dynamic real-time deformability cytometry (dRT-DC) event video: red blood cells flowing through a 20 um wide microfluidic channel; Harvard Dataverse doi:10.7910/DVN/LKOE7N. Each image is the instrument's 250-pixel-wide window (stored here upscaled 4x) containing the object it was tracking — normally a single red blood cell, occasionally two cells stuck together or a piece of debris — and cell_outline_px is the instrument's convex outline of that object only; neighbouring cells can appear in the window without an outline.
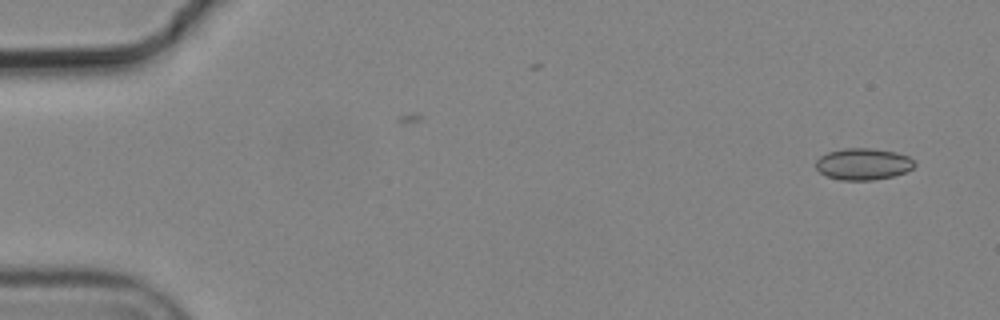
{"species": "common noctule bat (a hibernating species)", "species_latin": "Nyctalus noctula", "temperature_condition": "cold", "stored_images_in_passage": 2, "camera_frame_rate_fps": 3000, "um_per_image_px": 0.085, "animal": {"sex": "male", "body_mass_g": 19.2, "forearm_length_mm": 51.8}, "frame": {"image": 1, "passage_image": 2, "time_ms": 0.333, "image_size_px": [1000, 320], "cell_outline_px": [[916, 164], [912, 168], [904, 172], [892, 176], [872, 180], [840, 180], [828, 176], [820, 172], [816, 168], [816, 160], [820, 156], [828, 152], [844, 148], [872, 148], [896, 152], [908, 156]], "centroid_in_image_um": [73.35, 13.93], "position_along_channel_um": 11.6, "area_um2": 18.09}}